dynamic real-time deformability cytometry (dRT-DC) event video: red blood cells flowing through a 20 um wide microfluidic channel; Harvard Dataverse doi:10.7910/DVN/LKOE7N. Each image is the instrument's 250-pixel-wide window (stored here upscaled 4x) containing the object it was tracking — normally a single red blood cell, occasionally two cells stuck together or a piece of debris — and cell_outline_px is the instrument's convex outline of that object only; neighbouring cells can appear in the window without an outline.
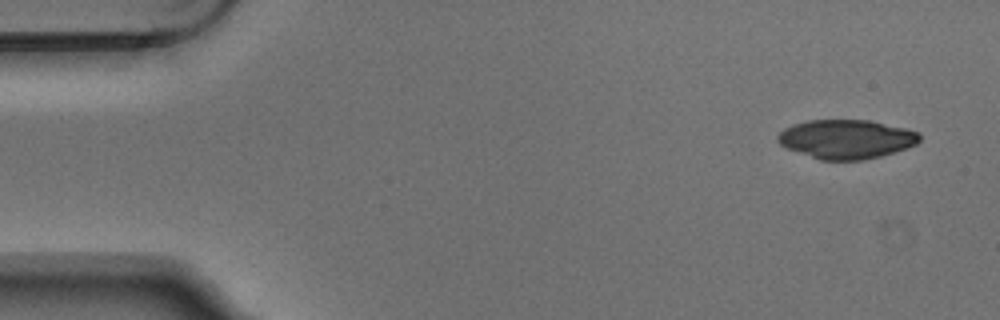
{"species": "Egyptian fruit bat (a non-hibernating species)", "species_latin": "Rousettus aegyptiacus", "temperature_condition": "warm", "stored_images_in_passage": 6, "camera_frame_rate_fps": 3000, "um_per_image_px": 0.085, "animal": {"sex": "male"}, "frame": {"image": 1, "passage_image": 1, "time_ms": 0.0, "image_size_px": [1000, 320], "cell_outline_px": [[920, 140], [916, 144], [880, 156], [860, 160], [820, 160], [788, 148], [780, 144], [776, 140], [776, 136], [784, 128], [792, 124], [808, 120], [868, 120], [904, 128], [920, 132]], "centroid_in_image_um": [71.9, 11.82], "position_along_channel_um": 13.1, "area_um2": 32.02}}